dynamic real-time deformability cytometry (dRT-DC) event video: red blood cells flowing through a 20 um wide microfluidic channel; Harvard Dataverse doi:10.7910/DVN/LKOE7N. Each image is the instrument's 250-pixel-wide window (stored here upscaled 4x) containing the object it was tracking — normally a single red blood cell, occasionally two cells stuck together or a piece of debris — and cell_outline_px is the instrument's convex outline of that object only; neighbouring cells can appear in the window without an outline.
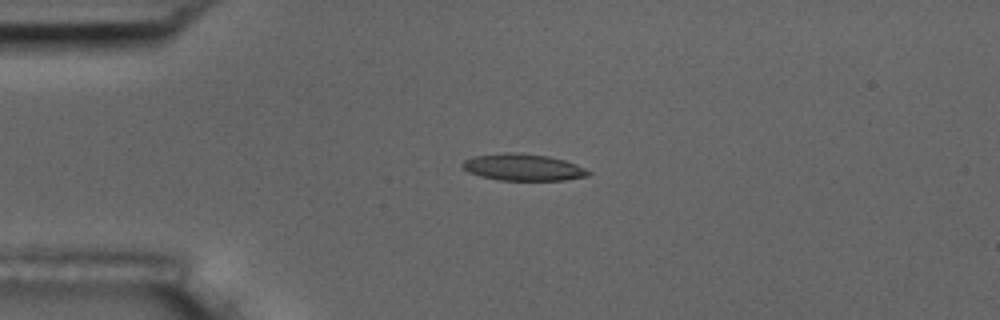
{"species": "common noctule bat (a hibernating species)", "species_latin": "Nyctalus noctula", "temperature_condition": "room temperature", "stored_images_in_passage": 5, "camera_frame_rate_fps": 3000, "um_per_image_px": 0.085, "animal": {"sex": "male", "body_mass_g": 17.5, "forearm_length_mm": 52.3}, "frame": {"image": 1, "passage_image": 4, "time_ms": 3.667, "image_size_px": [1000, 320], "cell_outline_px": [[592, 172], [588, 176], [564, 180], [500, 180], [480, 176], [468, 172], [460, 164], [464, 160], [472, 156], [504, 152], [512, 152], [548, 156], [564, 160], [576, 164]], "centroid_in_image_um": [44.44, 14.21], "position_along_channel_um": 40.6, "area_um2": 19.65}}